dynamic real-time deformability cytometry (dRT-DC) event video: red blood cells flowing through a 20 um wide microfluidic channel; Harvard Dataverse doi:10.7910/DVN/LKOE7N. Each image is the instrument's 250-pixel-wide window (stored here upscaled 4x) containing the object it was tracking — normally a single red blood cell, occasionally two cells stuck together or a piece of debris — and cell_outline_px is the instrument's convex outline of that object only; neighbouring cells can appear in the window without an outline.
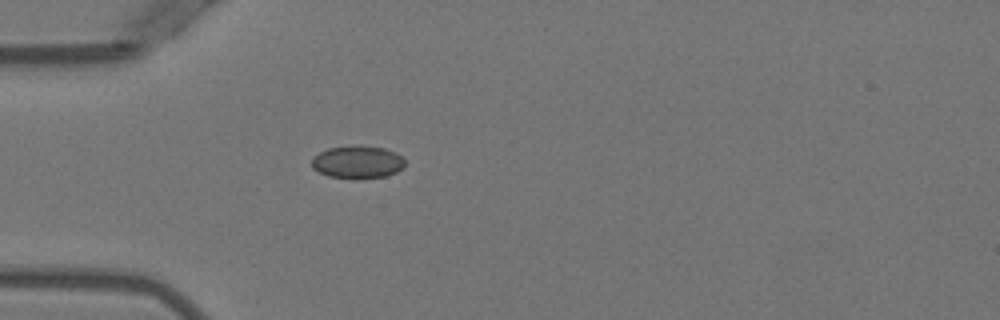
{"species": "Egyptian fruit bat (a non-hibernating species)", "species_latin": "Rousettus aegyptiacus", "temperature_condition": "warm", "stored_images_in_passage": 1, "camera_frame_rate_fps": 3000, "um_per_image_px": 0.085, "animal": {"sex": "female"}, "frame": {"image": 1, "passage_image": 1, "time_ms": 0.0, "image_size_px": [1000, 320], "cell_outline_px": [[404, 168], [396, 172], [384, 176], [328, 176], [312, 168], [312, 156], [328, 148], [356, 144], [360, 144], [384, 148], [396, 152], [404, 160]], "centroid_in_image_um": [30.38, 13.71], "position_along_channel_um": 54.6, "area_um2": 17.4}}